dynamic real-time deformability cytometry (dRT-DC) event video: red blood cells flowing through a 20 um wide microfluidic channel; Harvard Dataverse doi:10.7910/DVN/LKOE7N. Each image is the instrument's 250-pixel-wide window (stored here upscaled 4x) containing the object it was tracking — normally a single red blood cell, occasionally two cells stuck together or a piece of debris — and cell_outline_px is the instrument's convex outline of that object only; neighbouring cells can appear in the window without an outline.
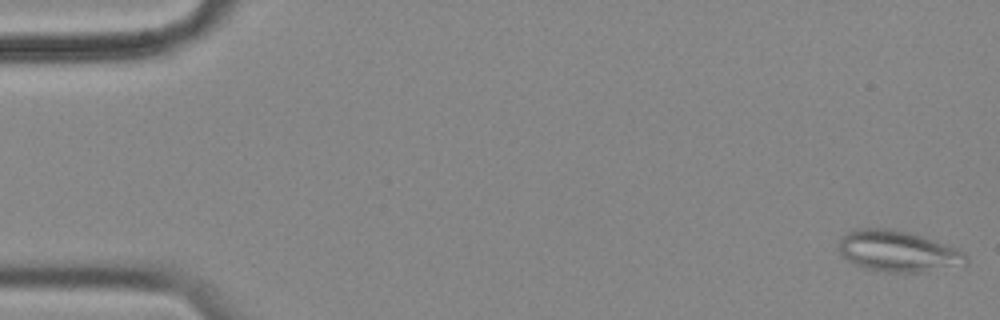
{"species": "common noctule bat (a hibernating species)", "species_latin": "Nyctalus noctula", "temperature_condition": "cold", "stored_images_in_passage": 8, "camera_frame_rate_fps": 3000, "um_per_image_px": 0.085, "animal": {"sex": "female", "body_mass_g": 18.4}, "frame": {"image": 1, "passage_image": 1, "time_ms": 0.0, "image_size_px": [1000, 320], "cell_outline_px": [[968, 264], [920, 272], [884, 272], [864, 268], [848, 260], [840, 252], [840, 236], [856, 228], [892, 228], [908, 232], [960, 248], [968, 256]], "centroid_in_image_um": [76.36, 21.34], "position_along_channel_um": 8.6, "area_um2": 30.58}}
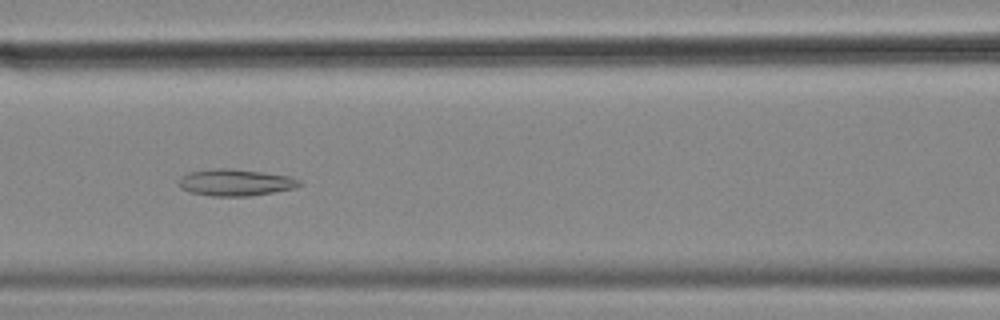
{"frame": {"image": 2, "passage_image": 7, "time_ms": 2.0, "image_size_px": [1000, 320], "cell_outline_px": [[304, 184], [296, 188], [248, 196], [212, 196], [192, 192], [180, 188], [180, 176], [188, 172], [216, 168], [232, 168], [264, 172], [292, 176], [300, 180]], "centroid_in_image_um": [20.06, 15.5], "position_along_channel_um": 146.5, "area_um2": 18.9}}
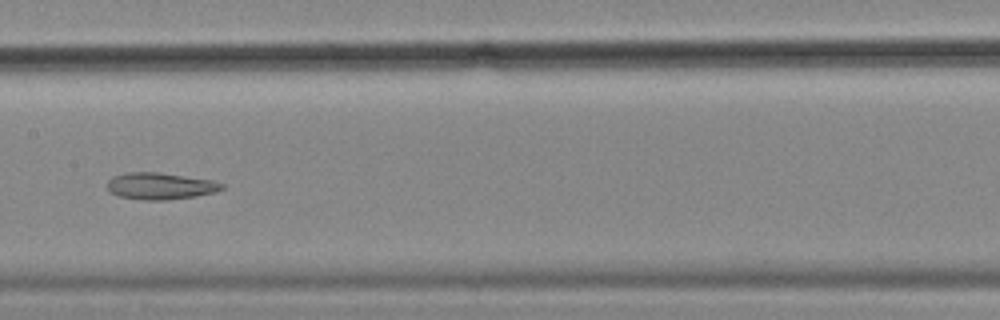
{"frame": {"image": 3, "passage_image": 8, "time_ms": 2.333, "image_size_px": [1000, 320], "cell_outline_px": [[224, 188], [216, 192], [196, 196], [164, 200], [144, 200], [120, 196], [108, 192], [108, 180], [112, 176], [128, 172], [160, 172], [212, 180], [224, 184]], "centroid_in_image_um": [13.62, 15.81], "position_along_channel_um": 193.8, "area_um2": 17.92}}